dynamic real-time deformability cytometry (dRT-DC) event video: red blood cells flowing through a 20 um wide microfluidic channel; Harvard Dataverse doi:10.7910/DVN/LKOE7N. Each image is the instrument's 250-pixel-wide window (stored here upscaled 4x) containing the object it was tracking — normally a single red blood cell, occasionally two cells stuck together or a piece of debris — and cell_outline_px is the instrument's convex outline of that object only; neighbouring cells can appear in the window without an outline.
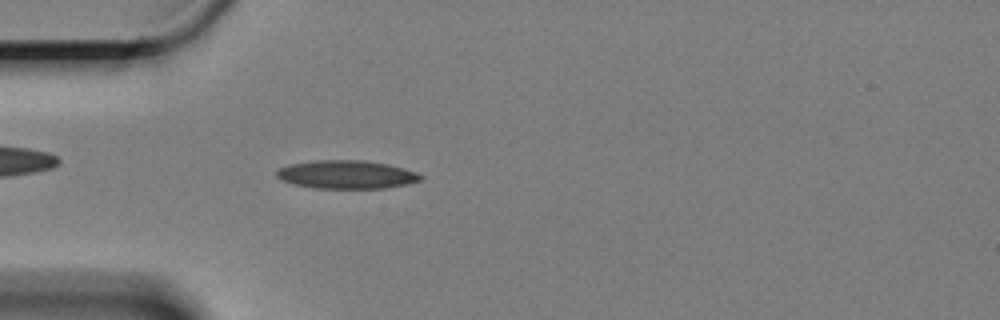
{"species": "Egyptian fruit bat (a non-hibernating species)", "species_latin": "Rousettus aegyptiacus", "temperature_condition": "cold", "stored_images_in_passage": 37, "camera_frame_rate_fps": 3000, "um_per_image_px": 0.085, "animal": {"sex": "female"}, "frame": {"image": 1, "passage_image": 6, "time_ms": 1.667, "image_size_px": [1000, 320], "cell_outline_px": [[424, 176], [420, 180], [404, 184], [384, 188], [316, 188], [296, 184], [284, 180], [276, 176], [276, 172], [280, 168], [288, 164], [312, 160], [364, 160], [388, 164], [404, 168], [416, 172]], "centroid_in_image_um": [29.46, 14.82], "position_along_channel_um": 55.5, "area_um2": 23.58}}
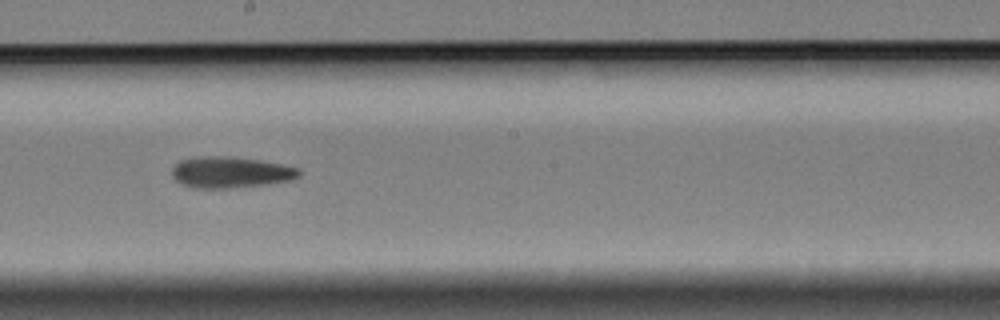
{"frame": {"image": 2, "passage_image": 22, "time_ms": 7.0, "image_size_px": [1000, 320], "cell_outline_px": [[300, 176], [292, 180], [264, 184], [228, 188], [192, 188], [180, 184], [172, 176], [172, 168], [180, 160], [200, 156], [232, 156], [280, 164], [300, 168]], "centroid_in_image_um": [19.56, 14.64], "position_along_channel_um": 228.6, "area_um2": 23.06}}
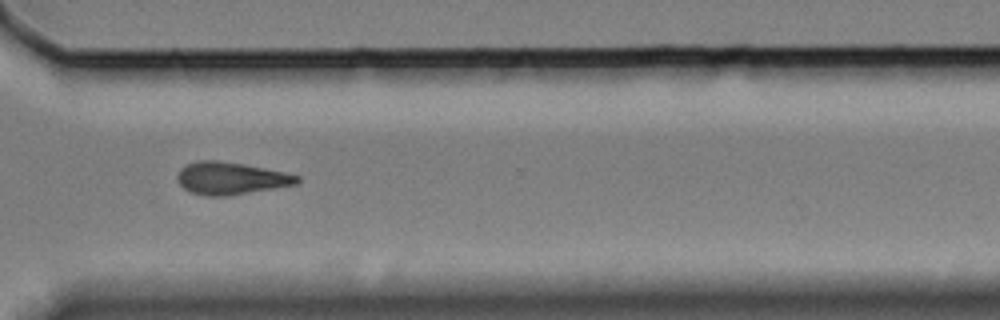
{"frame": {"image": 3, "passage_image": 33, "time_ms": 10.667, "image_size_px": [1000, 320], "cell_outline_px": [[300, 180], [296, 184], [228, 196], [208, 196], [192, 192], [184, 188], [180, 184], [176, 176], [180, 168], [196, 160], [216, 160], [244, 164], [284, 172], [300, 176]], "centroid_in_image_um": [19.6, 15.15], "position_along_channel_um": 351.0, "area_um2": 22.43}}